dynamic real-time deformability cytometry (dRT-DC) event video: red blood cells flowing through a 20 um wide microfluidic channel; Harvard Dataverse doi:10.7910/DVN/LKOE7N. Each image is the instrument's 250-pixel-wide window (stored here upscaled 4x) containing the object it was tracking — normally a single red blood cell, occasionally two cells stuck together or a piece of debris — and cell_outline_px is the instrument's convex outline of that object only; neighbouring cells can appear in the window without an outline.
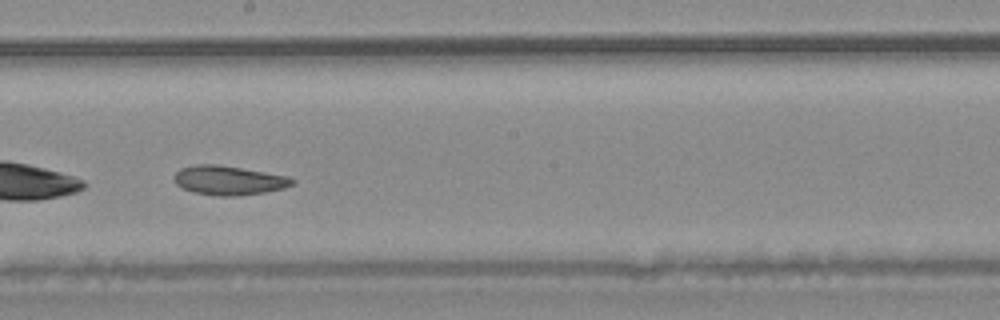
{"species": "common noctule bat (a hibernating species)", "species_latin": "Nyctalus noctula", "temperature_condition": "warm", "stored_images_in_passage": 32, "camera_frame_rate_fps": 3000, "um_per_image_px": 0.085, "animal": {"sex": "male", "body_mass_g": 20.4}, "frame": {"image": 1, "passage_image": 14, "time_ms": 4.333, "image_size_px": [1000, 320], "cell_outline_px": [[296, 180], [292, 184], [284, 188], [264, 192], [236, 196], [216, 196], [192, 192], [176, 184], [176, 172], [180, 168], [196, 164], [216, 164], [288, 176]], "centroid_in_image_um": [19.44, 15.33], "position_along_channel_um": 228.8, "area_um2": 19.88}}